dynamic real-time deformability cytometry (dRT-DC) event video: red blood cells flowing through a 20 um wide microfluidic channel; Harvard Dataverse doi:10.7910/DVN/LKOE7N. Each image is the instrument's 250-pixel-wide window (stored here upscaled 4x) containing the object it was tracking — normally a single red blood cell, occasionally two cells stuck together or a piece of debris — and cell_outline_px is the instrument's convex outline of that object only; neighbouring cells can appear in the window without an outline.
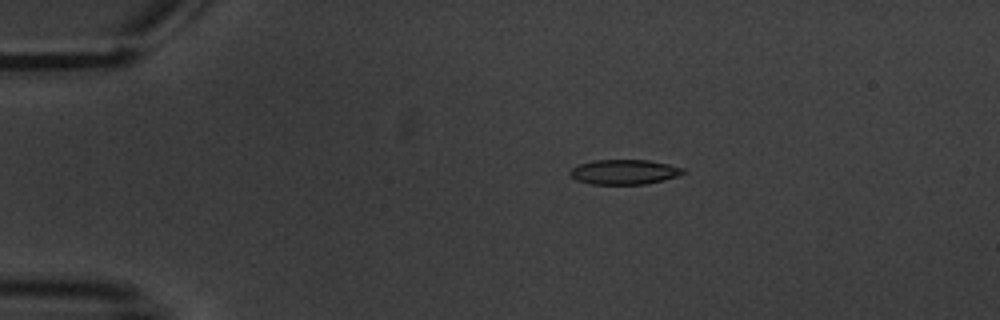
{"species": "common noctule bat (a hibernating species)", "species_latin": "Nyctalus noctula", "temperature_condition": "warm", "stored_images_in_passage": 6, "camera_frame_rate_fps": 3000, "um_per_image_px": 0.085, "animal": {"sex": "male", "body_mass_g": 20.1, "forearm_length_mm": 53.5}, "frame": {"image": 1, "passage_image": 3, "time_ms": 3.333, "image_size_px": [1000, 320], "cell_outline_px": [[688, 172], [676, 176], [644, 184], [592, 184], [576, 180], [568, 172], [572, 168], [580, 164], [592, 160], [648, 160], [668, 164], [684, 168]], "centroid_in_image_um": [53.05, 14.61], "position_along_channel_um": 31.9, "area_um2": 16.24}}